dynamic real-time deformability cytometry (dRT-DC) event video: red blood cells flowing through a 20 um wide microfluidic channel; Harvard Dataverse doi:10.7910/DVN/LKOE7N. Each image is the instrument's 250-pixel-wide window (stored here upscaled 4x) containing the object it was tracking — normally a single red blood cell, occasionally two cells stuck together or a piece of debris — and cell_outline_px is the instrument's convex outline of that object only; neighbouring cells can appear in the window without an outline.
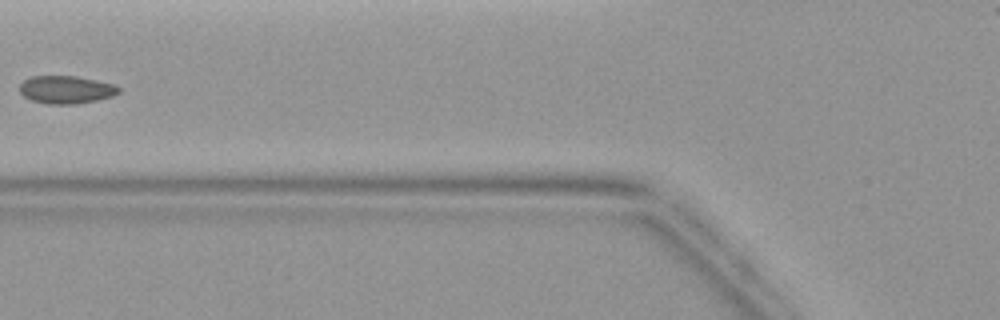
{"species": "common noctule bat (a hibernating species)", "species_latin": "Nyctalus noctula", "temperature_condition": "warm", "stored_images_in_passage": 6, "camera_frame_rate_fps": 3000, "um_per_image_px": 0.085, "animal": {"sex": "female", "body_mass_g": 19.9}, "frame": {"image": 1, "passage_image": 6, "time_ms": 6.0, "image_size_px": [1000, 320], "cell_outline_px": [[120, 92], [112, 96], [96, 100], [76, 104], [48, 104], [32, 100], [24, 96], [20, 92], [20, 84], [24, 80], [32, 76], [76, 76], [116, 84], [120, 88]], "centroid_in_image_um": [5.64, 7.61], "position_along_channel_um": 120.2, "area_um2": 16.07}}